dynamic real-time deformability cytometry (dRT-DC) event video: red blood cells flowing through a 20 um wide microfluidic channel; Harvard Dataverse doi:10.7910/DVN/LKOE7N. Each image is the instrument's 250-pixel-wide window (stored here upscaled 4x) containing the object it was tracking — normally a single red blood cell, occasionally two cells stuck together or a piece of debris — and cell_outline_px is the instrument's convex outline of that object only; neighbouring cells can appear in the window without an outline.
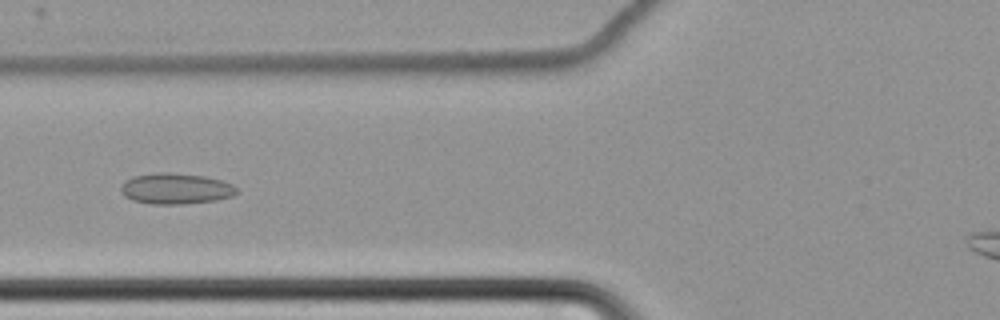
{"species": "common noctule bat (a hibernating species)", "species_latin": "Nyctalus noctula", "temperature_condition": "cold", "stored_images_in_passage": 46, "camera_frame_rate_fps": 3000, "um_per_image_px": 0.085, "animal": {"sex": "female", "body_mass_g": 22.7, "forearm_length_mm": 54.2}, "frame": {"image": 1, "passage_image": 13, "time_ms": 4.0, "image_size_px": [1000, 320], "cell_outline_px": [[236, 192], [232, 196], [216, 200], [180, 204], [152, 204], [132, 200], [124, 196], [120, 188], [132, 176], [156, 172], [172, 172], [204, 176], [220, 180], [232, 184], [236, 188]], "centroid_in_image_um": [14.92, 16.03], "position_along_channel_um": 110.9, "area_um2": 20.69}}
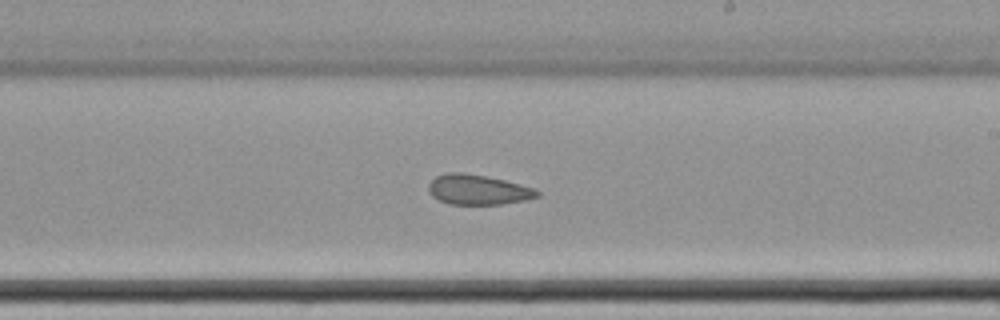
{"frame": {"image": 2, "passage_image": 25, "time_ms": 8.0, "image_size_px": [1000, 320], "cell_outline_px": [[540, 196], [524, 200], [500, 204], [448, 204], [432, 196], [428, 192], [428, 184], [436, 176], [448, 172], [464, 172], [504, 180], [536, 188], [540, 192]], "centroid_in_image_um": [40.62, 16.12], "position_along_channel_um": 248.4, "area_um2": 19.02}}
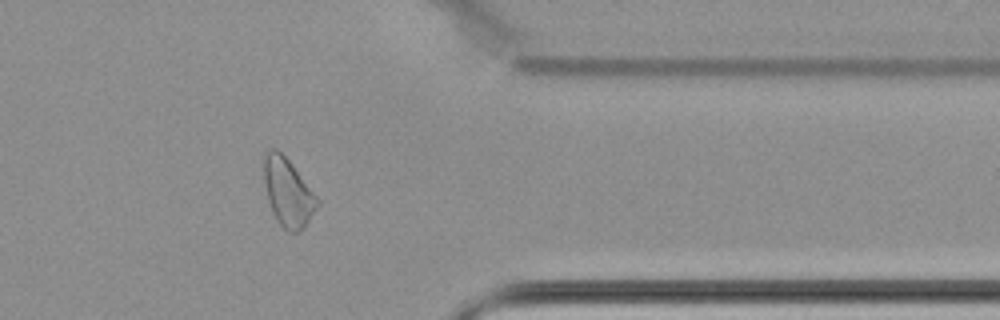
{"frame": {"image": 3, "passage_image": 38, "time_ms": 12.333, "image_size_px": [1000, 320], "cell_outline_px": [[320, 204], [304, 228], [296, 232], [288, 232], [276, 220], [272, 212], [268, 200], [264, 180], [264, 156], [268, 148], [276, 148], [292, 164], [320, 200]], "centroid_in_image_um": [24.48, 16.36], "position_along_channel_um": 386.9, "area_um2": 21.15}}